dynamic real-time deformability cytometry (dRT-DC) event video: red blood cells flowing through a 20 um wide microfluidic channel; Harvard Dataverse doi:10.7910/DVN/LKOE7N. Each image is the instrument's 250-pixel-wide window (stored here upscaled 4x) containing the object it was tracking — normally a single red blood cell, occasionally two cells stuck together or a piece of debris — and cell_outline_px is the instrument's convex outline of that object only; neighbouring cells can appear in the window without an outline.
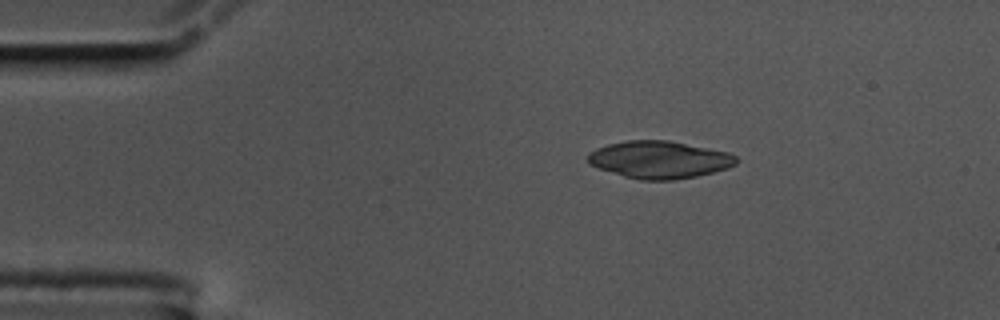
{"species": "common noctule bat (a hibernating species)", "species_latin": "Nyctalus noctula", "temperature_condition": "cold", "stored_images_in_passage": 48, "camera_frame_rate_fps": 3000, "um_per_image_px": 0.085, "animal": {"sex": "male", "body_mass_g": 17.5, "forearm_length_mm": 52.3}, "frame": {"image": 1, "passage_image": 1, "time_ms": 0.0, "image_size_px": [1000, 320], "cell_outline_px": [[740, 160], [736, 164], [728, 168], [696, 176], [672, 180], [640, 180], [624, 176], [596, 168], [588, 164], [588, 152], [596, 148], [608, 144], [628, 140], [668, 140], [728, 152], [736, 156]], "centroid_in_image_um": [56.03, 13.57], "position_along_channel_um": 29.0, "area_um2": 32.43}}